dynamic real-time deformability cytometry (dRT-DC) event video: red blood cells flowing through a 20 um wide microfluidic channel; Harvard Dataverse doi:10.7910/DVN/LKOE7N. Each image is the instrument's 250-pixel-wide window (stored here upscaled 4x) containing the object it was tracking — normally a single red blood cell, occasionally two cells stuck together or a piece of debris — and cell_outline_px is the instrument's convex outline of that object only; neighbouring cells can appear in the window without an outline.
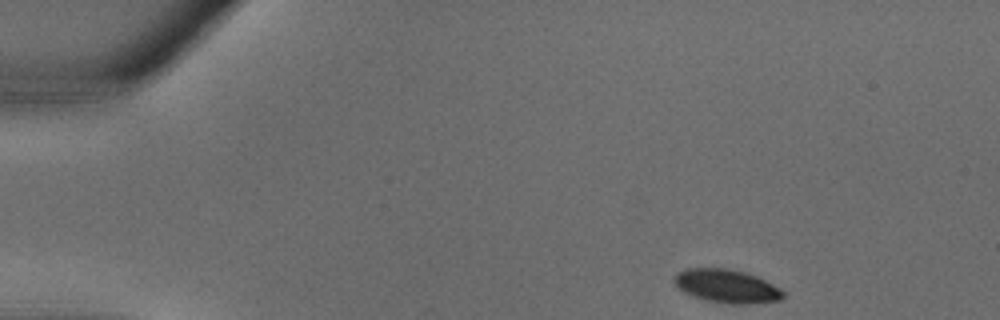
{"species": "common noctule bat (a hibernating species)", "species_latin": "Nyctalus noctula", "temperature_condition": "warm", "stored_images_in_passage": 31, "camera_frame_rate_fps": 3000, "um_per_image_px": 0.085, "animal": {"sex": "male", "body_mass_g": 18.8}, "frame": {"image": 1, "passage_image": 1, "time_ms": 0.0, "image_size_px": [1000, 320], "cell_outline_px": [[784, 296], [780, 300], [748, 304], [732, 304], [708, 300], [684, 292], [672, 280], [676, 272], [684, 268], [728, 268], [744, 272], [756, 276], [780, 288], [784, 292]], "centroid_in_image_um": [61.76, 24.3], "position_along_channel_um": 23.2, "area_um2": 21.04}}
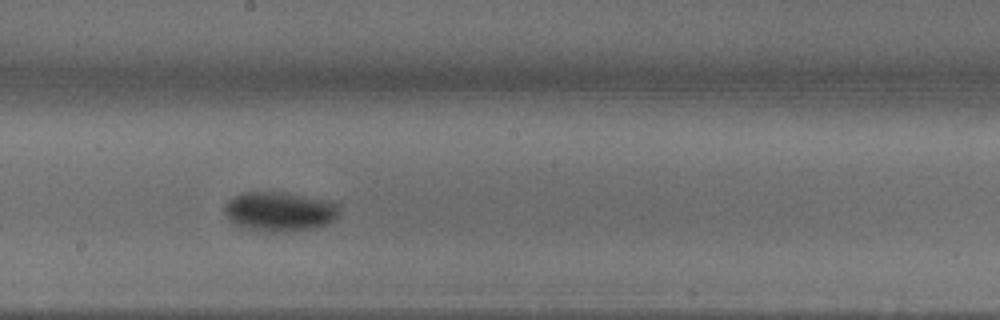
{"frame": {"image": 2, "passage_image": 16, "time_ms": 5.0, "image_size_px": [1000, 320], "cell_outline_px": [[340, 212], [328, 224], [316, 228], [288, 232], [268, 232], [248, 228], [236, 224], [224, 212], [224, 204], [228, 200], [244, 192], [288, 192], [328, 200], [340, 204]], "centroid_in_image_um": [23.82, 17.97], "position_along_channel_um": 224.4, "area_um2": 26.59}}
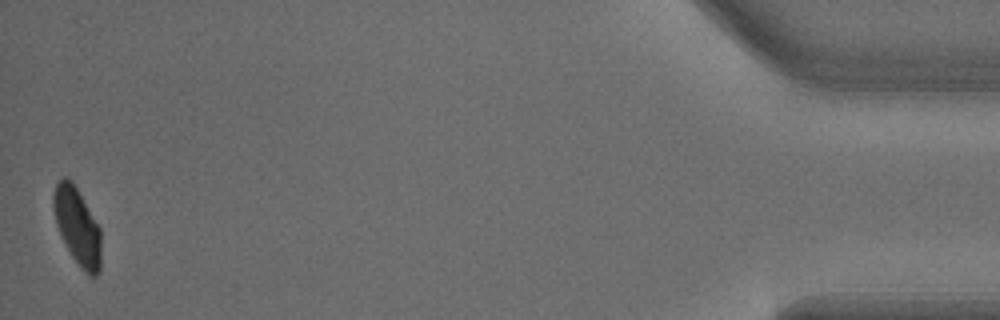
{"frame": {"image": 3, "passage_image": 31, "time_ms": 10.0, "image_size_px": [1000, 320], "cell_outline_px": [[100, 272], [92, 280], [80, 268], [72, 256], [60, 236], [56, 224], [52, 204], [52, 196], [56, 184], [64, 176], [68, 176], [72, 180], [100, 228]], "centroid_in_image_um": [6.56, 19.27], "position_along_channel_um": 428.6, "area_um2": 21.62}}